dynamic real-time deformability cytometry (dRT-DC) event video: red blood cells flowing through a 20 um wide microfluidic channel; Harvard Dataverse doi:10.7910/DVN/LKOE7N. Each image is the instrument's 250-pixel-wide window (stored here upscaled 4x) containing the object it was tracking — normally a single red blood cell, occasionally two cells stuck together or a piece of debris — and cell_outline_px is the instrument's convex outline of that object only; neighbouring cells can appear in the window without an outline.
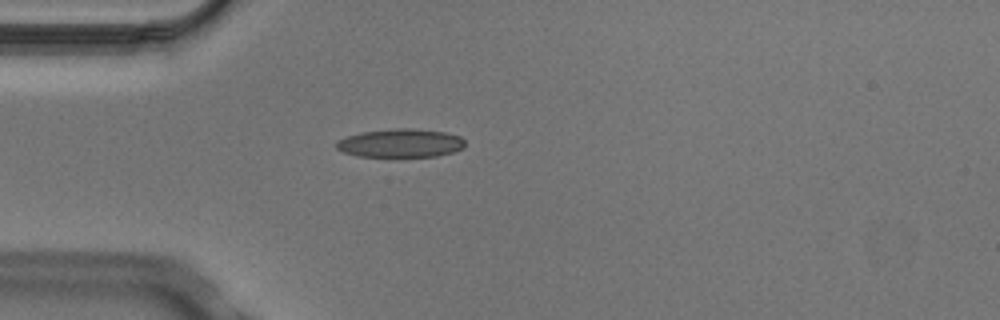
{"species": "Egyptian fruit bat (a non-hibernating species)", "species_latin": "Rousettus aegyptiacus", "temperature_condition": "cold", "stored_images_in_passage": 1, "camera_frame_rate_fps": 3000, "um_per_image_px": 0.085, "animal": {"sex": "male"}, "frame": {"image": 1, "passage_image": 1, "time_ms": 0.0, "image_size_px": [1000, 320], "cell_outline_px": [[464, 148], [452, 152], [436, 156], [356, 156], [344, 152], [336, 148], [336, 140], [360, 132], [396, 128], [408, 128], [444, 132], [460, 136], [464, 140]], "centroid_in_image_um": [34.03, 12.16], "position_along_channel_um": 51.0, "area_um2": 21.21}}